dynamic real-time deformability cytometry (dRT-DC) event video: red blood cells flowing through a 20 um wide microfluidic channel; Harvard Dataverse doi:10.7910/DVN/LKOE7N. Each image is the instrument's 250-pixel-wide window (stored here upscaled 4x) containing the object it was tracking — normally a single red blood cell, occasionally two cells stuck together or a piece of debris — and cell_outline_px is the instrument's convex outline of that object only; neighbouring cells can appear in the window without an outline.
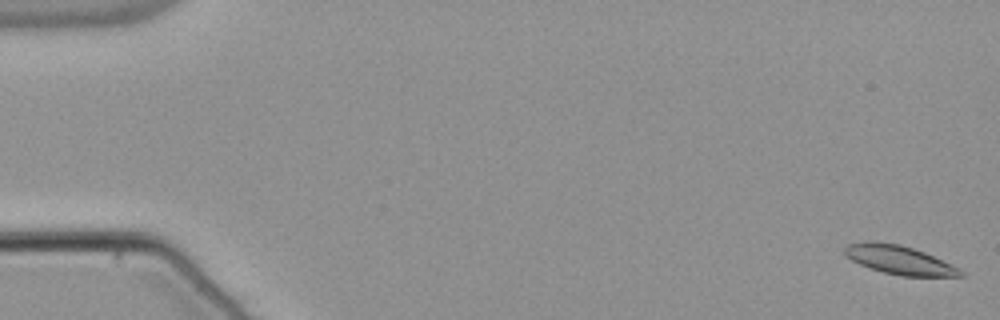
{"species": "common noctule bat (a hibernating species)", "species_latin": "Nyctalus noctula", "temperature_condition": "warm", "stored_images_in_passage": 55, "camera_frame_rate_fps": 3000, "um_per_image_px": 0.085, "animal": {"sex": "male", "body_mass_g": 21.5, "forearm_length_mm": 52.0}, "frame": {"image": 1, "passage_image": 1, "time_ms": 0.0, "image_size_px": [1000, 320], "cell_outline_px": [[968, 276], [900, 276], [868, 268], [852, 260], [844, 252], [844, 248], [848, 244], [868, 240], [872, 240], [900, 244], [924, 252], [952, 264], [960, 268]], "centroid_in_image_um": [76.46, 22.09], "position_along_channel_um": 8.5, "area_um2": 19.54}}
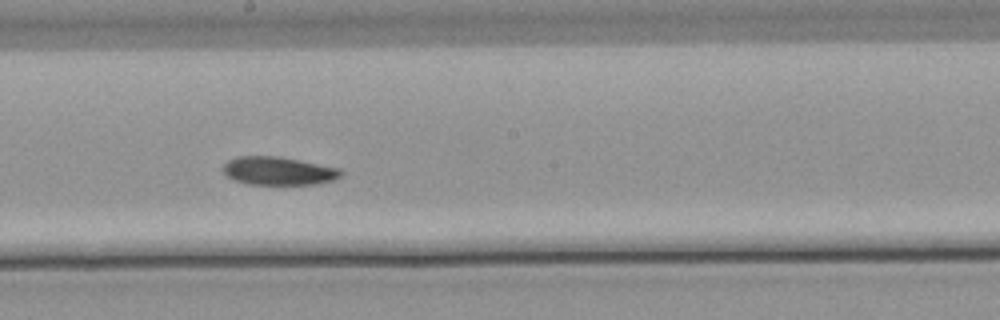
{"frame": {"image": 2, "passage_image": 31, "time_ms": 10.0, "image_size_px": [1000, 320], "cell_outline_px": [[344, 172], [340, 176], [332, 180], [316, 184], [248, 184], [236, 180], [228, 176], [224, 172], [224, 164], [228, 160], [236, 156], [276, 156], [340, 168]], "centroid_in_image_um": [23.67, 14.52], "position_along_channel_um": 224.5, "area_um2": 19.13}}
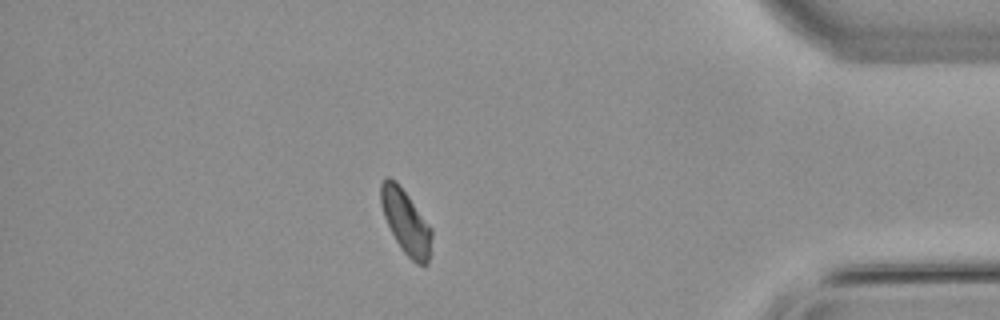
{"frame": {"image": 3, "passage_image": 48, "time_ms": 15.667, "image_size_px": [1000, 320], "cell_outline_px": [[432, 236], [428, 264], [416, 264], [400, 248], [384, 216], [380, 204], [380, 184], [384, 176], [388, 176], [396, 180], [432, 228]], "centroid_in_image_um": [34.48, 18.83], "position_along_channel_um": 400.7, "area_um2": 18.96}, "authors_computed_cell_mechanics": {"area_um2": 19.652, "velocity_mm_per_s": 3.7756, "shape_relaxation_time_tau1_ms": 5.4984, "shape_relaxation_time_tau2_ms": null, "deformation_change_tau1": 0.1293, "deformation_change_tau2": null}}